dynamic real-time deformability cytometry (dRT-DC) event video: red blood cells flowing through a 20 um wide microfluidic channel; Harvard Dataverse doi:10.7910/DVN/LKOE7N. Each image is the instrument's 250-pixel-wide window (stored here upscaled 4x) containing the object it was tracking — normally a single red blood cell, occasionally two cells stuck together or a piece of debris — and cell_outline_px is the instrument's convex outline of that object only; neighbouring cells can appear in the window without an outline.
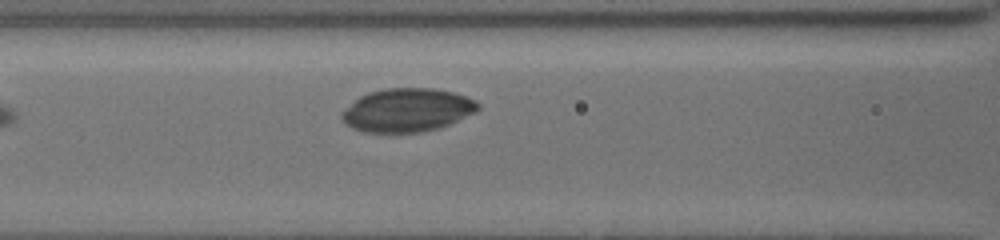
{"species": "common noctule bat (a hibernating species)", "species_latin": "Nyctalus noctula", "temperature_condition": "cold", "stored_images_in_passage": 3, "camera_frame_rate_fps": 3000, "um_per_image_px": 0.085, "animal": {"sex": "female", "body_mass_g": 19.5, "forearm_length_mm": 54.1}, "frame": {"image": 1, "passage_image": 3, "time_ms": 1.667, "image_size_px": [1000, 240], "cell_outline_px": [[480, 108], [476, 112], [440, 128], [420, 132], [364, 132], [352, 128], [344, 124], [340, 116], [340, 112], [344, 108], [360, 96], [368, 92], [384, 88], [432, 88], [452, 92], [476, 100], [480, 104]], "centroid_in_image_um": [34.58, 9.36], "position_along_channel_um": 132.0, "area_um2": 34.68}}